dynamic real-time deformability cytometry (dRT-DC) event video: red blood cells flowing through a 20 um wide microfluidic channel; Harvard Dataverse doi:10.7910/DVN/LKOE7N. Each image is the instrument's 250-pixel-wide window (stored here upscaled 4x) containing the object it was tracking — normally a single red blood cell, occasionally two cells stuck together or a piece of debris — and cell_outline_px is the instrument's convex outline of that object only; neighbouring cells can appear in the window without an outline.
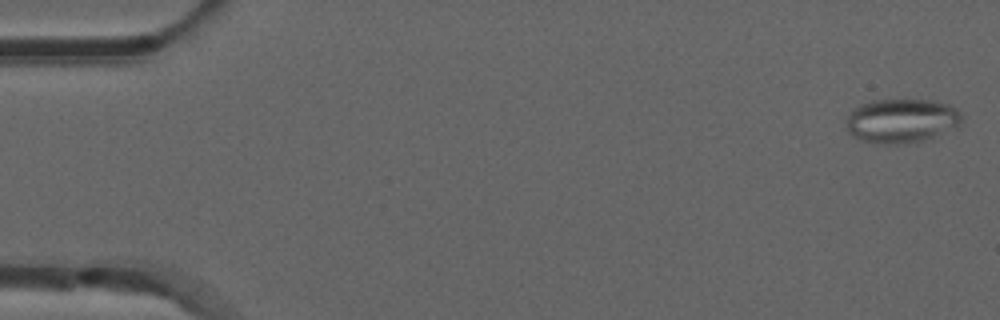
{"species": "common noctule bat (a hibernating species)", "species_latin": "Nyctalus noctula", "temperature_condition": "room temperature", "stored_images_in_passage": 49, "segment_of_instrument_passage": [1, 2], "camera_frame_rate_fps": 3000, "um_per_image_px": 0.085, "animal": {"sex": "male", "forearm_length_mm": 52.5}, "frame": {"image": 1, "passage_image": 1, "time_ms": 0.0, "image_size_px": [1000, 320], "cell_outline_px": [[964, 116], [960, 124], [916, 144], [876, 144], [860, 140], [852, 136], [848, 132], [848, 116], [852, 108], [860, 104], [872, 100], [932, 100], [948, 104], [956, 108]], "centroid_in_image_um": [76.62, 10.27], "position_along_channel_um": 8.4, "area_um2": 30.0}}
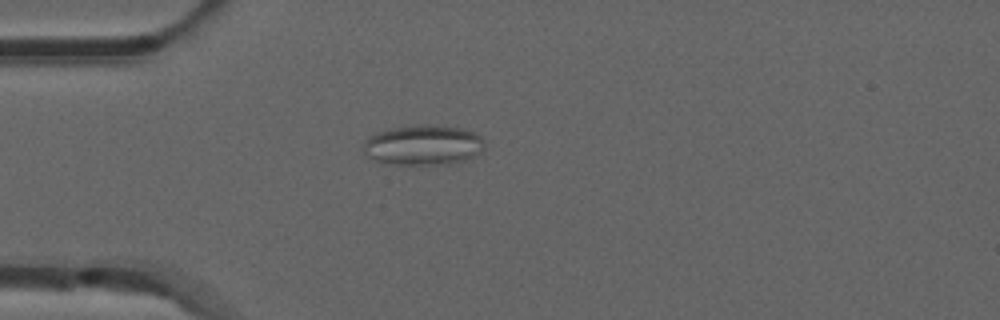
{"frame": {"image": 2, "passage_image": 14, "time_ms": 4.333, "image_size_px": [1000, 320], "cell_outline_px": [[484, 148], [480, 152], [464, 160], [448, 164], [392, 164], [376, 160], [368, 156], [364, 152], [364, 140], [368, 136], [376, 132], [408, 124], [428, 124], [460, 128], [476, 132], [484, 140]], "centroid_in_image_um": [35.96, 12.3], "position_along_channel_um": 49.0, "area_um2": 28.5}}